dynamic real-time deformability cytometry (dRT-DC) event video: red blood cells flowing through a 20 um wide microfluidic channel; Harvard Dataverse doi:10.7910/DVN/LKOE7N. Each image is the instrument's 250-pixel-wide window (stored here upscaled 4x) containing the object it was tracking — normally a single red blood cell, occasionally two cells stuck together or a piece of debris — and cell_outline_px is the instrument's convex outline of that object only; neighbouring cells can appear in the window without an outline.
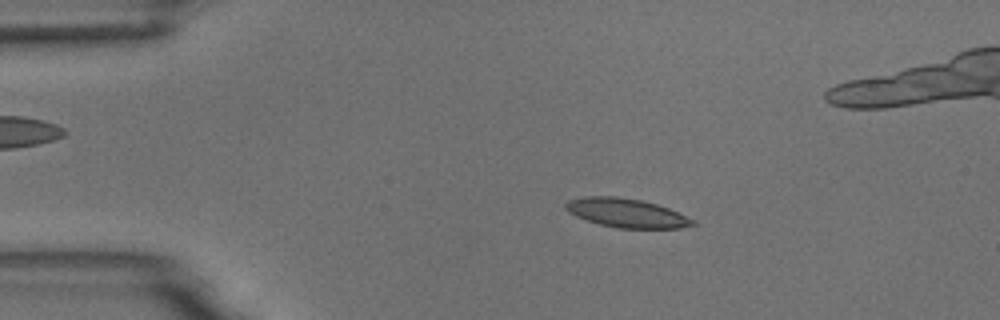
{"species": "common noctule bat (a hibernating species)", "species_latin": "Nyctalus noctula", "temperature_condition": "room temperature", "stored_images_in_passage": 7, "camera_frame_rate_fps": 3000, "um_per_image_px": 0.085, "animal": {"sex": "male", "body_mass_g": 18.8}, "frame": {"image": 1, "passage_image": 3, "time_ms": 2.333, "image_size_px": [1000, 320], "cell_outline_px": [[696, 224], [680, 228], [616, 228], [600, 224], [576, 216], [568, 212], [564, 208], [564, 204], [568, 200], [584, 196], [616, 196], [640, 200], [656, 204], [668, 208], [696, 220]], "centroid_in_image_um": [53.23, 18.1], "position_along_channel_um": 31.8, "area_um2": 21.39}}
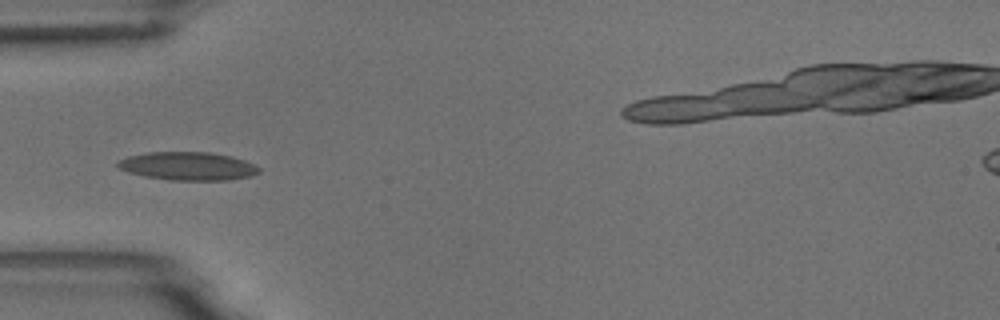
{"frame": {"image": 2, "passage_image": 5, "time_ms": 4.667, "image_size_px": [1000, 320], "cell_outline_px": [[260, 172], [252, 176], [228, 180], [168, 180], [144, 176], [128, 172], [120, 168], [116, 164], [120, 160], [128, 156], [148, 152], [208, 152], [232, 156], [244, 160], [260, 168]], "centroid_in_image_um": [15.98, 14.12], "position_along_channel_um": 69.0, "area_um2": 23.24}}